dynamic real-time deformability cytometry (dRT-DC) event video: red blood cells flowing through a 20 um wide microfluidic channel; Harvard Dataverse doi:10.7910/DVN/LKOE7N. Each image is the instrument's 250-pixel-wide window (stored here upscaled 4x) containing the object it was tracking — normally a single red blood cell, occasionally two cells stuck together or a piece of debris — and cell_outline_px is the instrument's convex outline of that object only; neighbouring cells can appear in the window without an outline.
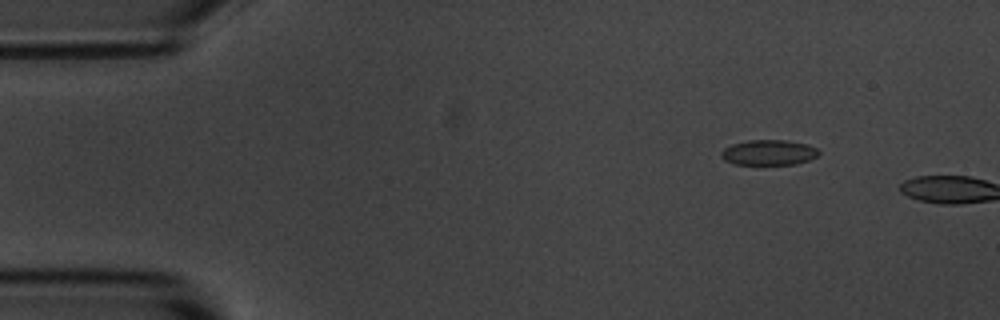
{"species": "common noctule bat (a hibernating species)", "species_latin": "Nyctalus noctula", "temperature_condition": "room temperature", "stored_images_in_passage": 3, "camera_frame_rate_fps": 3000, "um_per_image_px": 0.085, "animal": {"sex": "male", "body_mass_g": 20.1, "forearm_length_mm": 53.5}, "frame": {"image": 1, "passage_image": 2, "time_ms": 1.333, "image_size_px": [1000, 320], "cell_outline_px": [[820, 152], [816, 156], [808, 160], [796, 164], [732, 164], [724, 160], [720, 156], [720, 152], [724, 148], [732, 144], [748, 140], [788, 140], [808, 144], [816, 148]], "centroid_in_image_um": [65.32, 12.96], "position_along_channel_um": 19.7, "area_um2": 14.45}}